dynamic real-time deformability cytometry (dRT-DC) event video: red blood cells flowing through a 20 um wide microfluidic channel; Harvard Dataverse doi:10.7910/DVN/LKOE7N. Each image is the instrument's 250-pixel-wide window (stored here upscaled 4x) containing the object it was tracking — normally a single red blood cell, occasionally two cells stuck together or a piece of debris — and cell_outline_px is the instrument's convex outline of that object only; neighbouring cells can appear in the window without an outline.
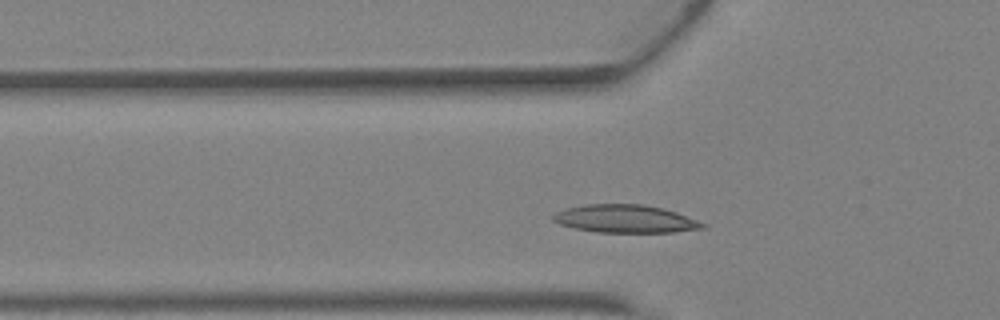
{"species": "Egyptian fruit bat (a non-hibernating species)", "species_latin": "Rousettus aegyptiacus", "temperature_condition": "warm", "stored_images_in_passage": 27, "camera_frame_rate_fps": 3000, "um_per_image_px": 0.085, "animal": {"sex": "female"}, "frame": {"image": 1, "passage_image": 6, "time_ms": 1.667, "image_size_px": [1000, 320], "cell_outline_px": [[704, 228], [672, 232], [596, 232], [576, 228], [560, 224], [552, 220], [552, 216], [556, 212], [568, 208], [588, 204], [644, 204], [676, 212], [696, 220], [704, 224]], "centroid_in_image_um": [53.12, 18.6], "position_along_channel_um": 72.7, "area_um2": 23.93}}
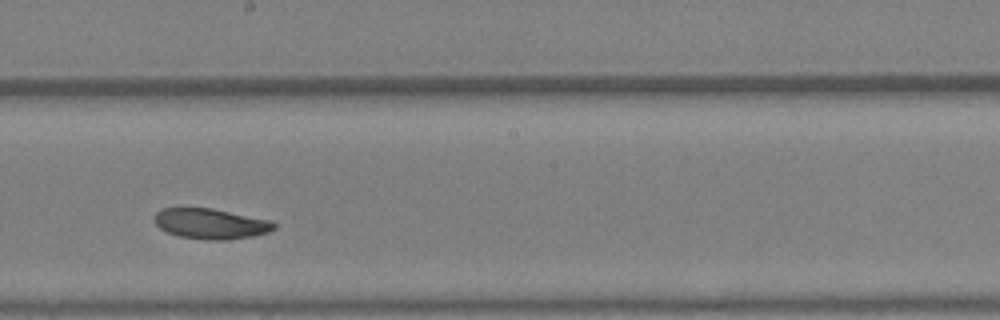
{"frame": {"image": 2, "passage_image": 16, "time_ms": 5.0, "image_size_px": [1000, 320], "cell_outline_px": [[276, 228], [268, 232], [252, 236], [228, 240], [208, 240], [180, 236], [168, 232], [160, 228], [156, 224], [156, 212], [160, 208], [184, 204], [212, 208], [272, 220], [276, 224]], "centroid_in_image_um": [17.88, 18.96], "position_along_channel_um": 230.3, "area_um2": 21.91}}
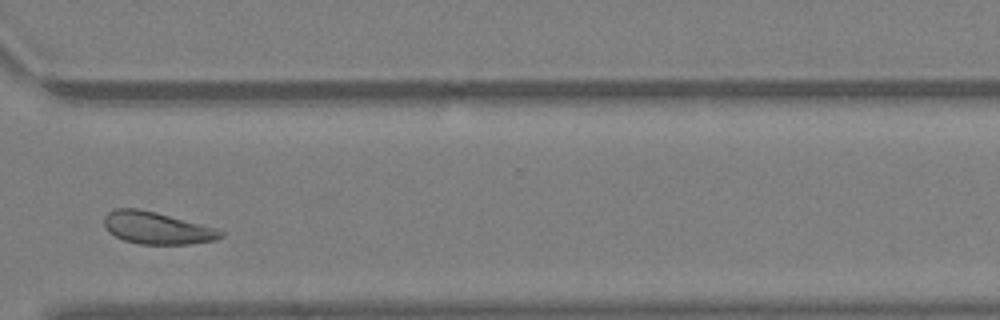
{"frame": {"image": 3, "passage_image": 24, "time_ms": 7.667, "image_size_px": [1000, 320], "cell_outline_px": [[224, 236], [216, 240], [188, 244], [140, 244], [124, 240], [108, 232], [104, 224], [104, 216], [108, 212], [116, 208], [136, 208], [156, 212], [216, 228], [224, 232]], "centroid_in_image_um": [13.33, 19.38], "position_along_channel_um": 357.3, "area_um2": 21.79}, "authors_computed_cell_mechanics": {"area_um2": 21.964, "velocity_mm_per_s": 4.7486, "shape_relaxation_time_tau1_ms": 1.9408, "shape_relaxation_time_tau2_ms": null, "deformation_change_tau1": 0.0822, "deformation_change_tau2": null}}